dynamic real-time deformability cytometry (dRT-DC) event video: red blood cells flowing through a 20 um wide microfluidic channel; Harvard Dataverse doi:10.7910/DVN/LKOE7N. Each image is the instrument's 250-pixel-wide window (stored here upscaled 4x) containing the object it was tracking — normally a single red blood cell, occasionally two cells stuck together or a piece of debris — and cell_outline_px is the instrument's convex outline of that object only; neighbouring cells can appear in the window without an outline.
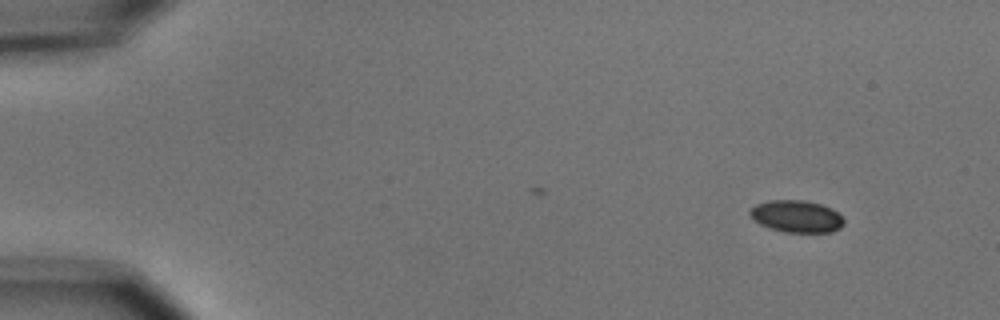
{"species": "common noctule bat (a hibernating species)", "species_latin": "Nyctalus noctula", "temperature_condition": "cold", "stored_images_in_passage": 5, "camera_frame_rate_fps": 3000, "um_per_image_px": 0.085, "animal": {"sex": "male", "body_mass_g": 15.6}, "frame": {"image": 1, "passage_image": 1, "time_ms": 0.0, "image_size_px": [1000, 320], "cell_outline_px": [[844, 224], [840, 228], [832, 232], [784, 232], [768, 228], [752, 220], [748, 212], [756, 204], [768, 200], [804, 200], [820, 204], [832, 208], [844, 220]], "centroid_in_image_um": [67.67, 18.39], "position_along_channel_um": 17.3, "area_um2": 17.69}}